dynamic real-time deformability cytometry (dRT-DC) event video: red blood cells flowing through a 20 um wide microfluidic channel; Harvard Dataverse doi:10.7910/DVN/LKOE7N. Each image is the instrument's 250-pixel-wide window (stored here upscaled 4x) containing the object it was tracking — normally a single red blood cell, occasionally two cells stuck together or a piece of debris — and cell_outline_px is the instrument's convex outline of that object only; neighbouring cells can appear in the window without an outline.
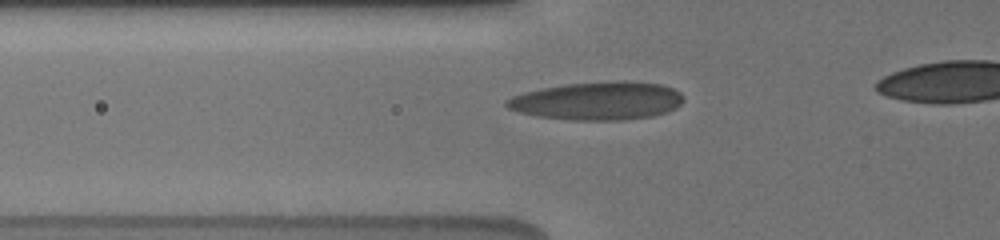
{"species": "human", "species_latin": "Homo sapiens", "temperature_condition": "cold", "stored_images_in_passage": 46, "camera_frame_rate_fps": 3000, "um_per_image_px": 0.085, "donor": {"sex": "male"}, "frame": {"image": 1, "passage_image": 29, "time_ms": 5.333, "image_size_px": [1000, 240], "cell_outline_px": [[684, 100], [676, 108], [668, 112], [652, 116], [624, 120], [572, 120], [536, 116], [520, 112], [508, 108], [504, 104], [504, 100], [512, 96], [524, 92], [540, 88], [568, 84], [624, 80], [660, 84], [672, 88], [680, 92], [684, 96]], "centroid_in_image_um": [50.81, 8.57], "position_along_channel_um": 75.0, "area_um2": 39.48}}
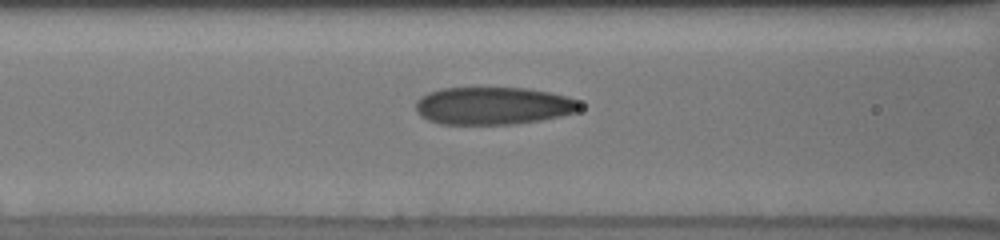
{"frame": {"image": 2, "passage_image": 33, "time_ms": 6.667, "image_size_px": [1000, 240], "cell_outline_px": [[580, 108], [576, 112], [560, 116], [540, 120], [512, 124], [440, 124], [428, 120], [420, 116], [416, 112], [416, 100], [420, 96], [428, 92], [440, 88], [528, 88], [568, 96], [576, 100], [580, 104]], "centroid_in_image_um": [41.87, 8.99], "position_along_channel_um": 124.7, "area_um2": 36.07}}